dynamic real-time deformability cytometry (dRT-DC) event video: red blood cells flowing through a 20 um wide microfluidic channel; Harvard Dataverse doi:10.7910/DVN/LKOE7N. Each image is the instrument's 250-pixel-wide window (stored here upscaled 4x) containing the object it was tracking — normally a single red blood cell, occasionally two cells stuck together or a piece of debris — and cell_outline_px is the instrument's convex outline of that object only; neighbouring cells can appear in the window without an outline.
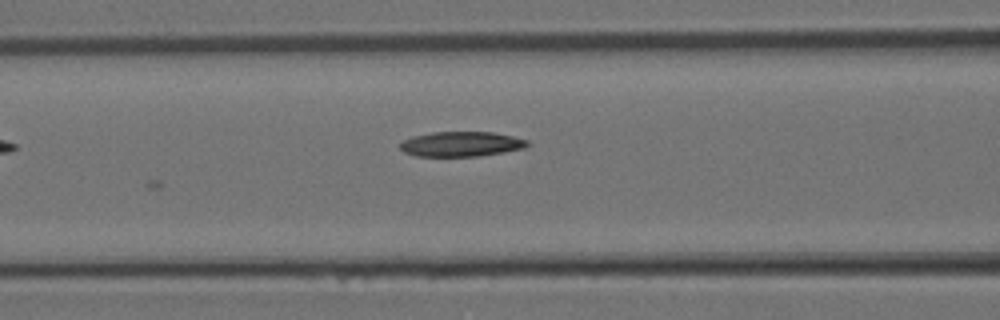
{"species": "Egyptian fruit bat (a non-hibernating species)", "species_latin": "Rousettus aegyptiacus", "temperature_condition": "room temperature", "stored_images_in_passage": 10, "camera_frame_rate_fps": 3000, "um_per_image_px": 0.085, "animal": {"sex": "female"}, "frame": {"image": 1, "passage_image": 10, "time_ms": 3.0, "image_size_px": [1000, 320], "cell_outline_px": [[532, 144], [524, 148], [504, 152], [480, 156], [416, 156], [404, 152], [400, 148], [400, 144], [404, 140], [412, 136], [432, 132], [492, 132], [512, 136], [528, 140]], "centroid_in_image_um": [39.23, 12.24], "position_along_channel_um": 127.4, "area_um2": 18.55}}